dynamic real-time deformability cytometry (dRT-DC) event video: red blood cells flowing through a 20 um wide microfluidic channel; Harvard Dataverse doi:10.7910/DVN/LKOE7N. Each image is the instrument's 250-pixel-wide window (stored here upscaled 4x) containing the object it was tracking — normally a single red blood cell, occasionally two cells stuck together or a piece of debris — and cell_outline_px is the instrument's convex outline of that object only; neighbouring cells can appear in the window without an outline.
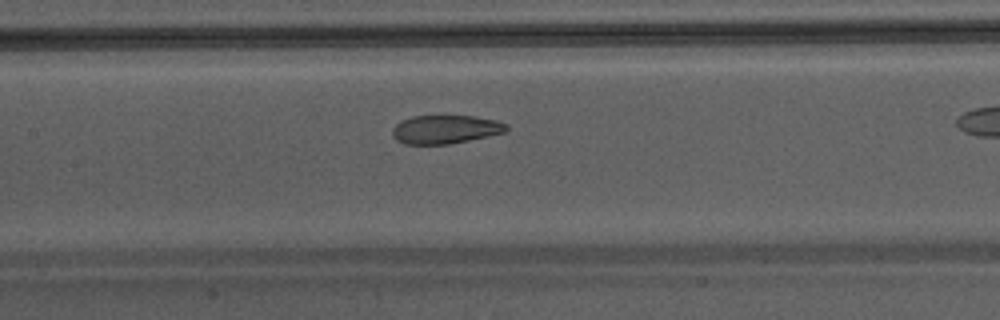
{"species": "Egyptian fruit bat (a non-hibernating species)", "species_latin": "Rousettus aegyptiacus", "temperature_condition": "warm", "stored_images_in_passage": 27, "camera_frame_rate_fps": 3000, "um_per_image_px": 0.085, "animal": {"sex": "male"}, "frame": {"image": 1, "passage_image": 12, "time_ms": 3.667, "image_size_px": [1000, 320], "cell_outline_px": [[508, 128], [504, 132], [488, 136], [448, 144], [404, 144], [396, 140], [392, 136], [392, 128], [400, 120], [412, 116], [476, 116], [496, 120], [508, 124]], "centroid_in_image_um": [37.83, 10.99], "position_along_channel_um": 169.6, "area_um2": 19.02}}